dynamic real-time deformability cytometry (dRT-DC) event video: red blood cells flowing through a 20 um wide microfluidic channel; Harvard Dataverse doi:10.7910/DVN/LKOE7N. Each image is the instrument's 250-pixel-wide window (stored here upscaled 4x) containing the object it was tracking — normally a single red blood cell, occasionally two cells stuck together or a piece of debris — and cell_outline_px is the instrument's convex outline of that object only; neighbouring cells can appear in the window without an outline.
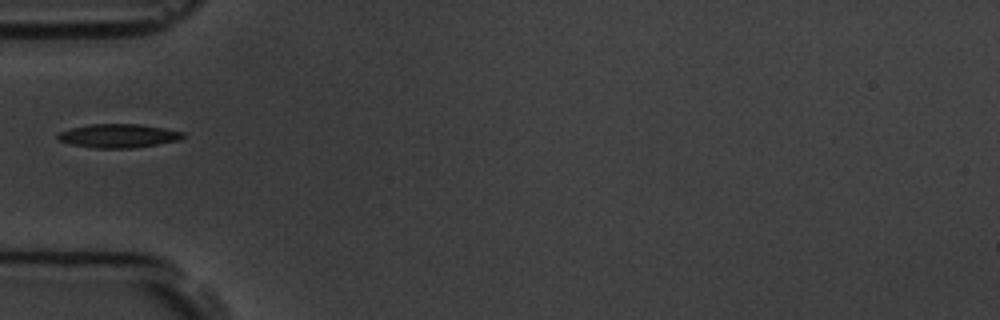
{"species": "common noctule bat (a hibernating species)", "species_latin": "Nyctalus noctula", "temperature_condition": "room temperature", "stored_images_in_passage": 6, "camera_frame_rate_fps": 3000, "um_per_image_px": 0.085, "animal": {"sex": "male", "body_mass_g": 19.5, "forearm_length_mm": 54.6}, "frame": {"image": 1, "passage_image": 5, "time_ms": 4.667, "image_size_px": [1000, 320], "cell_outline_px": [[184, 136], [180, 140], [132, 148], [92, 148], [72, 144], [56, 140], [56, 136], [60, 132], [72, 128], [92, 124], [140, 124], [164, 128], [184, 132]], "centroid_in_image_um": [10.05, 11.54], "position_along_channel_um": 74.9, "area_um2": 17.22}}
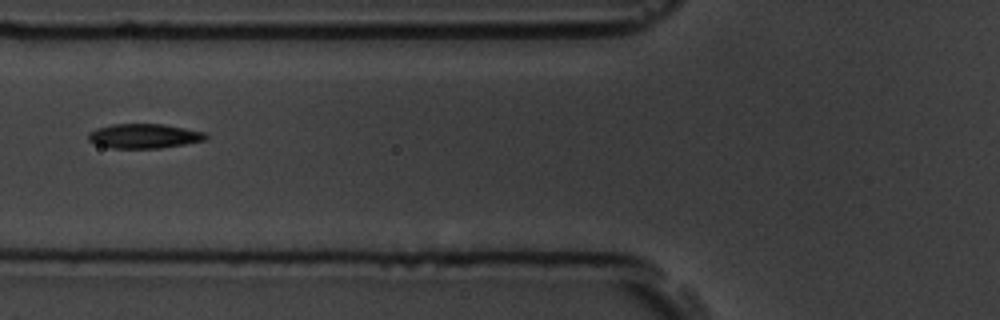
{"frame": {"image": 2, "passage_image": 6, "time_ms": 5.667, "image_size_px": [1000, 320], "cell_outline_px": [[208, 140], [160, 148], [112, 148], [96, 144], [88, 140], [88, 132], [96, 128], [112, 124], [164, 124], [204, 132], [208, 136]], "centroid_in_image_um": [12.24, 11.56], "position_along_channel_um": 113.6, "area_um2": 16.82}}